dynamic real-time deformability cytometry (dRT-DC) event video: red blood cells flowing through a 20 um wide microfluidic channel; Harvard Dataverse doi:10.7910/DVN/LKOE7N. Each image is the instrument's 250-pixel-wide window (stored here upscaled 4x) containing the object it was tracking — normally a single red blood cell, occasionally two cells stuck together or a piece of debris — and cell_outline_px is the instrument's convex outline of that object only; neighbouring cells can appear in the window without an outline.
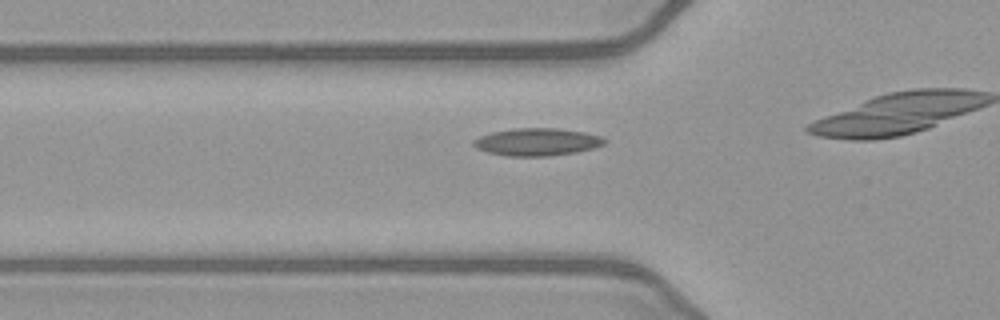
{"species": "common noctule bat (a hibernating species)", "species_latin": "Nyctalus noctula", "temperature_condition": "warm", "stored_images_in_passage": 30, "camera_frame_rate_fps": 3000, "um_per_image_px": 0.085, "animal": {"sex": "female", "body_mass_g": 21.9}, "frame": {"image": 1, "passage_image": 11, "time_ms": 3.333, "image_size_px": [1000, 320], "cell_outline_px": [[608, 140], [604, 144], [592, 148], [576, 152], [548, 156], [508, 156], [488, 152], [476, 148], [472, 144], [472, 140], [480, 136], [492, 132], [516, 128], [556, 128], [584, 132], [600, 136]], "centroid_in_image_um": [45.64, 12.06], "position_along_channel_um": 80.2, "area_um2": 20.92}}
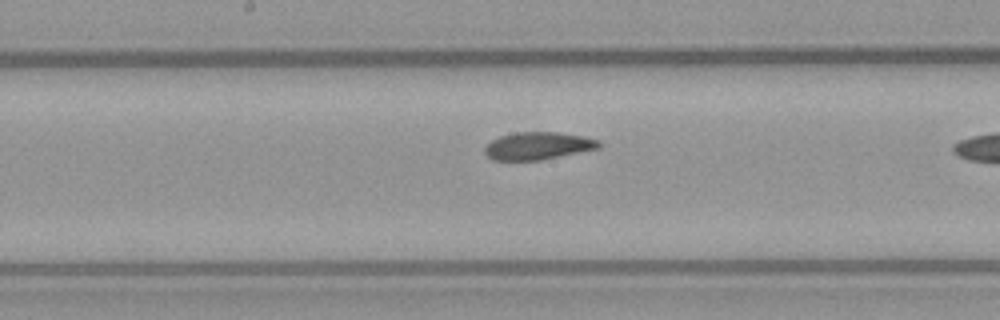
{"frame": {"image": 2, "passage_image": 20, "time_ms": 6.333, "image_size_px": [1000, 320], "cell_outline_px": [[600, 148], [540, 160], [492, 160], [484, 152], [484, 148], [492, 140], [500, 136], [516, 132], [560, 132], [584, 136], [600, 140]], "centroid_in_image_um": [45.74, 12.39], "position_along_channel_um": 202.5, "area_um2": 18.32}}
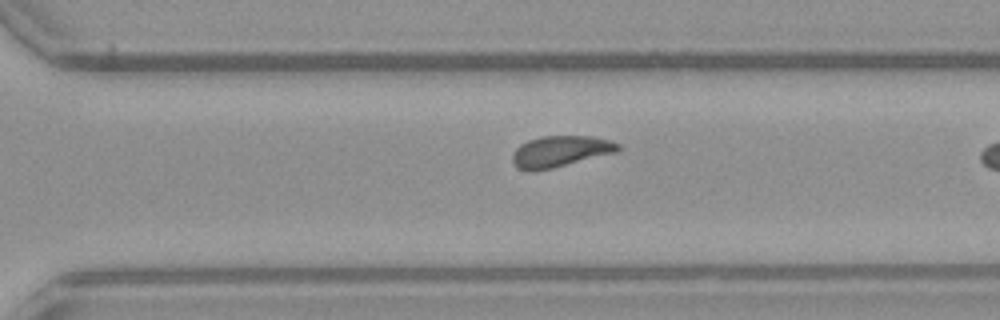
{"frame": {"image": 3, "passage_image": 29, "time_ms": 9.333, "image_size_px": [1000, 320], "cell_outline_px": [[620, 148], [616, 152], [552, 168], [528, 172], [520, 168], [512, 160], [512, 152], [520, 144], [528, 140], [540, 136], [592, 136], [608, 140], [620, 144]], "centroid_in_image_um": [47.6, 12.86], "position_along_channel_um": 323.0, "area_um2": 19.02}}